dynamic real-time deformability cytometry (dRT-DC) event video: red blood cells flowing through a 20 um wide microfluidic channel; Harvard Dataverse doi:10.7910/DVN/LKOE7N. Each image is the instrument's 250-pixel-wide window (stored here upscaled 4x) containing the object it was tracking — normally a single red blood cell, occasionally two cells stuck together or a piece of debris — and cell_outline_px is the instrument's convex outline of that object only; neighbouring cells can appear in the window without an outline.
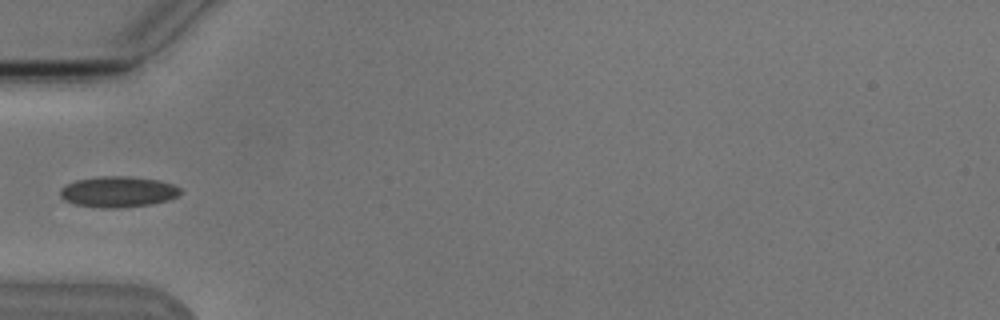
{"species": "Egyptian fruit bat (a non-hibernating species)", "species_latin": "Rousettus aegyptiacus", "temperature_condition": "cold", "stored_images_in_passage": 5, "camera_frame_rate_fps": 3000, "um_per_image_px": 0.085, "animal": {"sex": "male"}, "frame": {"image": 1, "passage_image": 5, "time_ms": 5.667, "image_size_px": [1000, 320], "cell_outline_px": [[180, 196], [168, 200], [152, 204], [120, 208], [96, 208], [76, 204], [64, 200], [60, 196], [60, 188], [76, 180], [104, 176], [132, 176], [160, 180], [172, 184], [180, 188]], "centroid_in_image_um": [10.05, 16.31], "position_along_channel_um": 74.9, "area_um2": 21.79}}